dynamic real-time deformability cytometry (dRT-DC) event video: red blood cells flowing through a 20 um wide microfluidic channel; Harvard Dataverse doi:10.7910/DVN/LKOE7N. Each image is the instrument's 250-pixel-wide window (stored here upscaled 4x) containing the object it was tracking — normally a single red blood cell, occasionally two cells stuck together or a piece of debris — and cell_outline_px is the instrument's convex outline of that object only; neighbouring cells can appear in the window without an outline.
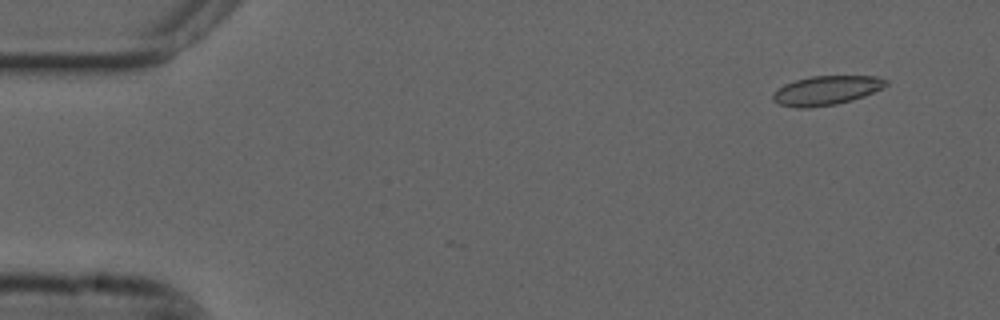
{"species": "common noctule bat (a hibernating species)", "species_latin": "Nyctalus noctula", "temperature_condition": "cold", "stored_images_in_passage": 7, "camera_frame_rate_fps": 3000, "um_per_image_px": 0.085, "animal": {"sex": "male", "forearm_length_mm": 52.5}, "frame": {"image": 1, "passage_image": 5, "time_ms": 1.333, "image_size_px": [1000, 320], "cell_outline_px": [[888, 84], [864, 96], [852, 100], [836, 104], [808, 108], [796, 108], [780, 104], [772, 100], [772, 96], [784, 84], [796, 80], [812, 76], [876, 76], [888, 80]], "centroid_in_image_um": [70.24, 7.69], "position_along_channel_um": 14.8, "area_um2": 19.02}}